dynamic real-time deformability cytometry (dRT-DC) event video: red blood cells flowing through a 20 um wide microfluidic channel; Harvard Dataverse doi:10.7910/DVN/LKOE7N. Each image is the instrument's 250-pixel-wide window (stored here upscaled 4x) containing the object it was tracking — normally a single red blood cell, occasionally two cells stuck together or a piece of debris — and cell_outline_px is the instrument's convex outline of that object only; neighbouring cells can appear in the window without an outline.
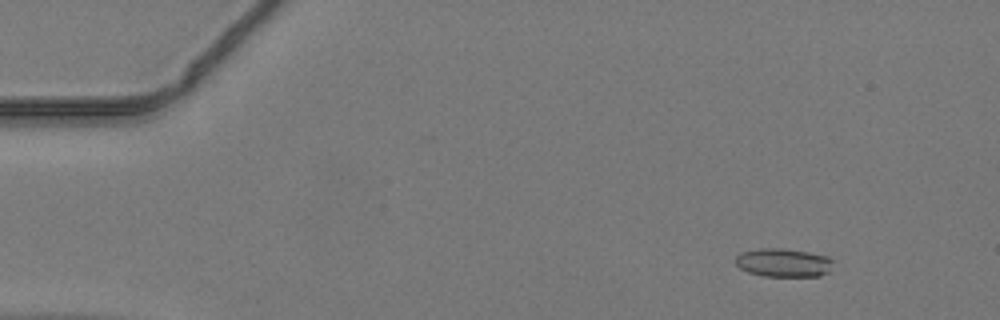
{"species": "common noctule bat (a hibernating species)", "species_latin": "Nyctalus noctula", "temperature_condition": "warm", "stored_images_in_passage": 47, "camera_frame_rate_fps": 3000, "um_per_image_px": 0.085, "animal": {"sex": "male", "body_mass_g": 19.2, "forearm_length_mm": 51.8}, "frame": {"image": 1, "passage_image": 6, "time_ms": 1.667, "image_size_px": [1000, 320], "cell_outline_px": [[832, 260], [828, 272], [820, 276], [764, 276], [748, 272], [740, 268], [736, 264], [736, 256], [740, 252], [760, 248], [780, 248], [808, 252], [828, 256]], "centroid_in_image_um": [66.56, 22.32], "position_along_channel_um": 18.4, "area_um2": 16.13}}
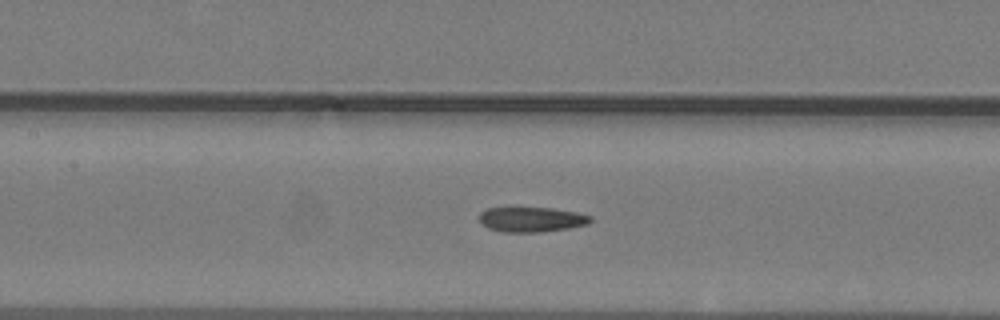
{"frame": {"image": 2, "passage_image": 23, "time_ms": 7.333, "image_size_px": [1000, 320], "cell_outline_px": [[592, 220], [588, 224], [568, 228], [540, 232], [504, 232], [488, 228], [480, 224], [480, 212], [488, 208], [552, 208], [576, 212], [592, 216]], "centroid_in_image_um": [45.18, 18.66], "position_along_channel_um": 162.2, "area_um2": 16.13}}
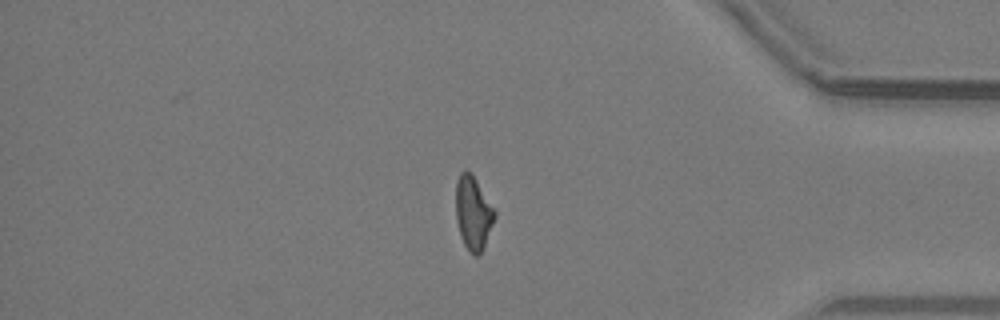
{"frame": {"image": 3, "passage_image": 41, "time_ms": 13.333, "image_size_px": [1000, 320], "cell_outline_px": [[496, 216], [484, 248], [480, 256], [472, 256], [468, 252], [460, 236], [456, 220], [456, 180], [460, 172], [464, 168], [472, 172], [496, 212]], "centroid_in_image_um": [40.21, 18.11], "position_along_channel_um": 395.0, "area_um2": 17.11}}